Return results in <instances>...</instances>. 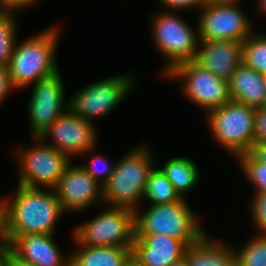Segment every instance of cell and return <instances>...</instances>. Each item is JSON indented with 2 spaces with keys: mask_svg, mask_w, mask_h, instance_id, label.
Listing matches in <instances>:
<instances>
[{
  "mask_svg": "<svg viewBox=\"0 0 266 266\" xmlns=\"http://www.w3.org/2000/svg\"><path fill=\"white\" fill-rule=\"evenodd\" d=\"M15 194L0 200L6 245L30 233L56 234V224L65 214L54 189L17 185Z\"/></svg>",
  "mask_w": 266,
  "mask_h": 266,
  "instance_id": "6da1fadb",
  "label": "cell"
},
{
  "mask_svg": "<svg viewBox=\"0 0 266 266\" xmlns=\"http://www.w3.org/2000/svg\"><path fill=\"white\" fill-rule=\"evenodd\" d=\"M60 35L58 26H53L32 34L22 42L16 40L7 66L15 91L28 88L60 70L56 56Z\"/></svg>",
  "mask_w": 266,
  "mask_h": 266,
  "instance_id": "7a4b0ae2",
  "label": "cell"
},
{
  "mask_svg": "<svg viewBox=\"0 0 266 266\" xmlns=\"http://www.w3.org/2000/svg\"><path fill=\"white\" fill-rule=\"evenodd\" d=\"M147 145L144 142L137 144L132 151L115 161L112 175L102 186L104 206L132 211L140 209L147 180L156 166L152 148Z\"/></svg>",
  "mask_w": 266,
  "mask_h": 266,
  "instance_id": "3957f363",
  "label": "cell"
},
{
  "mask_svg": "<svg viewBox=\"0 0 266 266\" xmlns=\"http://www.w3.org/2000/svg\"><path fill=\"white\" fill-rule=\"evenodd\" d=\"M199 220L185 198L171 204H150L146 211H134L135 238L141 235H167L190 246L207 234Z\"/></svg>",
  "mask_w": 266,
  "mask_h": 266,
  "instance_id": "277c9868",
  "label": "cell"
},
{
  "mask_svg": "<svg viewBox=\"0 0 266 266\" xmlns=\"http://www.w3.org/2000/svg\"><path fill=\"white\" fill-rule=\"evenodd\" d=\"M205 115L212 137L228 154L236 158L250 152L255 142V108L231 100Z\"/></svg>",
  "mask_w": 266,
  "mask_h": 266,
  "instance_id": "5b68a950",
  "label": "cell"
},
{
  "mask_svg": "<svg viewBox=\"0 0 266 266\" xmlns=\"http://www.w3.org/2000/svg\"><path fill=\"white\" fill-rule=\"evenodd\" d=\"M151 32L156 49L167 60L160 70L165 76L175 66L186 61H192L197 54L198 31L175 12L164 11L152 16Z\"/></svg>",
  "mask_w": 266,
  "mask_h": 266,
  "instance_id": "8992f818",
  "label": "cell"
},
{
  "mask_svg": "<svg viewBox=\"0 0 266 266\" xmlns=\"http://www.w3.org/2000/svg\"><path fill=\"white\" fill-rule=\"evenodd\" d=\"M93 219L73 227L71 232L76 246L133 247L135 238L134 211L106 206Z\"/></svg>",
  "mask_w": 266,
  "mask_h": 266,
  "instance_id": "52a82bcc",
  "label": "cell"
},
{
  "mask_svg": "<svg viewBox=\"0 0 266 266\" xmlns=\"http://www.w3.org/2000/svg\"><path fill=\"white\" fill-rule=\"evenodd\" d=\"M132 74L112 75L81 87L69 98V108L84 120L93 121L112 113L133 92Z\"/></svg>",
  "mask_w": 266,
  "mask_h": 266,
  "instance_id": "ba28073f",
  "label": "cell"
},
{
  "mask_svg": "<svg viewBox=\"0 0 266 266\" xmlns=\"http://www.w3.org/2000/svg\"><path fill=\"white\" fill-rule=\"evenodd\" d=\"M33 139L35 141L30 147L21 145L14 150L19 166L18 184L32 188L54 189L66 167L73 161L40 137Z\"/></svg>",
  "mask_w": 266,
  "mask_h": 266,
  "instance_id": "9c48e42d",
  "label": "cell"
},
{
  "mask_svg": "<svg viewBox=\"0 0 266 266\" xmlns=\"http://www.w3.org/2000/svg\"><path fill=\"white\" fill-rule=\"evenodd\" d=\"M164 78L180 80L182 94L205 114L231 101L228 81L216 77L194 60L178 64Z\"/></svg>",
  "mask_w": 266,
  "mask_h": 266,
  "instance_id": "30bf717a",
  "label": "cell"
},
{
  "mask_svg": "<svg viewBox=\"0 0 266 266\" xmlns=\"http://www.w3.org/2000/svg\"><path fill=\"white\" fill-rule=\"evenodd\" d=\"M241 8L239 2L204 4L198 9L199 40L244 41L255 29L251 17Z\"/></svg>",
  "mask_w": 266,
  "mask_h": 266,
  "instance_id": "8fae6325",
  "label": "cell"
},
{
  "mask_svg": "<svg viewBox=\"0 0 266 266\" xmlns=\"http://www.w3.org/2000/svg\"><path fill=\"white\" fill-rule=\"evenodd\" d=\"M60 70L32 84L28 105L31 136L40 137L63 113L69 109Z\"/></svg>",
  "mask_w": 266,
  "mask_h": 266,
  "instance_id": "7c38bea8",
  "label": "cell"
},
{
  "mask_svg": "<svg viewBox=\"0 0 266 266\" xmlns=\"http://www.w3.org/2000/svg\"><path fill=\"white\" fill-rule=\"evenodd\" d=\"M94 125L95 123L77 116L69 108L42 133L40 138L73 160V157L96 148L97 128Z\"/></svg>",
  "mask_w": 266,
  "mask_h": 266,
  "instance_id": "4fadbf2b",
  "label": "cell"
},
{
  "mask_svg": "<svg viewBox=\"0 0 266 266\" xmlns=\"http://www.w3.org/2000/svg\"><path fill=\"white\" fill-rule=\"evenodd\" d=\"M102 188L79 164L71 162L54 190L64 212L76 213L103 203Z\"/></svg>",
  "mask_w": 266,
  "mask_h": 266,
  "instance_id": "5bb4252c",
  "label": "cell"
},
{
  "mask_svg": "<svg viewBox=\"0 0 266 266\" xmlns=\"http://www.w3.org/2000/svg\"><path fill=\"white\" fill-rule=\"evenodd\" d=\"M55 234L30 233L17 236L8 246L19 260L36 266H70L71 254H63Z\"/></svg>",
  "mask_w": 266,
  "mask_h": 266,
  "instance_id": "9a60e30c",
  "label": "cell"
},
{
  "mask_svg": "<svg viewBox=\"0 0 266 266\" xmlns=\"http://www.w3.org/2000/svg\"><path fill=\"white\" fill-rule=\"evenodd\" d=\"M242 53L243 41L199 40L194 61L216 77L228 81L242 64Z\"/></svg>",
  "mask_w": 266,
  "mask_h": 266,
  "instance_id": "2e32d148",
  "label": "cell"
},
{
  "mask_svg": "<svg viewBox=\"0 0 266 266\" xmlns=\"http://www.w3.org/2000/svg\"><path fill=\"white\" fill-rule=\"evenodd\" d=\"M187 245L167 235H141L134 238L132 259L139 266H169L185 257Z\"/></svg>",
  "mask_w": 266,
  "mask_h": 266,
  "instance_id": "e0dca14e",
  "label": "cell"
},
{
  "mask_svg": "<svg viewBox=\"0 0 266 266\" xmlns=\"http://www.w3.org/2000/svg\"><path fill=\"white\" fill-rule=\"evenodd\" d=\"M231 100L259 109L266 106V86L263 75L243 63L228 80Z\"/></svg>",
  "mask_w": 266,
  "mask_h": 266,
  "instance_id": "ac0fdd59",
  "label": "cell"
},
{
  "mask_svg": "<svg viewBox=\"0 0 266 266\" xmlns=\"http://www.w3.org/2000/svg\"><path fill=\"white\" fill-rule=\"evenodd\" d=\"M188 266H237V257L230 245L213 240L207 233L199 242L187 247Z\"/></svg>",
  "mask_w": 266,
  "mask_h": 266,
  "instance_id": "d6986e66",
  "label": "cell"
},
{
  "mask_svg": "<svg viewBox=\"0 0 266 266\" xmlns=\"http://www.w3.org/2000/svg\"><path fill=\"white\" fill-rule=\"evenodd\" d=\"M70 254V266H126L132 259V248L77 246Z\"/></svg>",
  "mask_w": 266,
  "mask_h": 266,
  "instance_id": "ffe728a7",
  "label": "cell"
},
{
  "mask_svg": "<svg viewBox=\"0 0 266 266\" xmlns=\"http://www.w3.org/2000/svg\"><path fill=\"white\" fill-rule=\"evenodd\" d=\"M174 186L181 198L187 199L190 192L198 184L200 170L197 164L188 157H173L158 167Z\"/></svg>",
  "mask_w": 266,
  "mask_h": 266,
  "instance_id": "44dd1931",
  "label": "cell"
},
{
  "mask_svg": "<svg viewBox=\"0 0 266 266\" xmlns=\"http://www.w3.org/2000/svg\"><path fill=\"white\" fill-rule=\"evenodd\" d=\"M143 198L150 201L149 204L152 205L171 204L182 199L171 182L156 166L149 175Z\"/></svg>",
  "mask_w": 266,
  "mask_h": 266,
  "instance_id": "7402d4cb",
  "label": "cell"
},
{
  "mask_svg": "<svg viewBox=\"0 0 266 266\" xmlns=\"http://www.w3.org/2000/svg\"><path fill=\"white\" fill-rule=\"evenodd\" d=\"M242 63L262 75L266 74V34L253 31L243 41Z\"/></svg>",
  "mask_w": 266,
  "mask_h": 266,
  "instance_id": "603a6c76",
  "label": "cell"
},
{
  "mask_svg": "<svg viewBox=\"0 0 266 266\" xmlns=\"http://www.w3.org/2000/svg\"><path fill=\"white\" fill-rule=\"evenodd\" d=\"M254 234L240 249L233 247L237 266H266V234Z\"/></svg>",
  "mask_w": 266,
  "mask_h": 266,
  "instance_id": "cb8c5ba5",
  "label": "cell"
},
{
  "mask_svg": "<svg viewBox=\"0 0 266 266\" xmlns=\"http://www.w3.org/2000/svg\"><path fill=\"white\" fill-rule=\"evenodd\" d=\"M15 12L0 10V66H8L18 36Z\"/></svg>",
  "mask_w": 266,
  "mask_h": 266,
  "instance_id": "d4e9b609",
  "label": "cell"
},
{
  "mask_svg": "<svg viewBox=\"0 0 266 266\" xmlns=\"http://www.w3.org/2000/svg\"><path fill=\"white\" fill-rule=\"evenodd\" d=\"M236 160L245 178L254 186L253 193L266 192V164L257 161L250 153L241 154Z\"/></svg>",
  "mask_w": 266,
  "mask_h": 266,
  "instance_id": "484cf974",
  "label": "cell"
},
{
  "mask_svg": "<svg viewBox=\"0 0 266 266\" xmlns=\"http://www.w3.org/2000/svg\"><path fill=\"white\" fill-rule=\"evenodd\" d=\"M94 149H91L81 155L82 159H85L86 154L91 155L90 164L80 165L95 181H97L101 186H103L114 171L115 163L112 162L110 165L108 159L103 155L94 153ZM93 152V154L91 153ZM95 154V155H94ZM85 156V157H83Z\"/></svg>",
  "mask_w": 266,
  "mask_h": 266,
  "instance_id": "4316f807",
  "label": "cell"
},
{
  "mask_svg": "<svg viewBox=\"0 0 266 266\" xmlns=\"http://www.w3.org/2000/svg\"><path fill=\"white\" fill-rule=\"evenodd\" d=\"M251 196L249 210L251 222L253 221L252 223L255 225V233L266 234V192L254 193Z\"/></svg>",
  "mask_w": 266,
  "mask_h": 266,
  "instance_id": "83f0119b",
  "label": "cell"
},
{
  "mask_svg": "<svg viewBox=\"0 0 266 266\" xmlns=\"http://www.w3.org/2000/svg\"><path fill=\"white\" fill-rule=\"evenodd\" d=\"M160 3L167 7V11L170 12H176V11H186L189 10L190 8H201L205 2L204 0H158Z\"/></svg>",
  "mask_w": 266,
  "mask_h": 266,
  "instance_id": "f1b7e54d",
  "label": "cell"
},
{
  "mask_svg": "<svg viewBox=\"0 0 266 266\" xmlns=\"http://www.w3.org/2000/svg\"><path fill=\"white\" fill-rule=\"evenodd\" d=\"M255 142H266V106L256 109Z\"/></svg>",
  "mask_w": 266,
  "mask_h": 266,
  "instance_id": "f546056e",
  "label": "cell"
},
{
  "mask_svg": "<svg viewBox=\"0 0 266 266\" xmlns=\"http://www.w3.org/2000/svg\"><path fill=\"white\" fill-rule=\"evenodd\" d=\"M13 88L10 77H9V70L7 66H0V105L4 103L5 99L12 94Z\"/></svg>",
  "mask_w": 266,
  "mask_h": 266,
  "instance_id": "4dcf8cb0",
  "label": "cell"
},
{
  "mask_svg": "<svg viewBox=\"0 0 266 266\" xmlns=\"http://www.w3.org/2000/svg\"><path fill=\"white\" fill-rule=\"evenodd\" d=\"M36 2L38 0H0V10L16 12L32 7Z\"/></svg>",
  "mask_w": 266,
  "mask_h": 266,
  "instance_id": "1f68e13d",
  "label": "cell"
},
{
  "mask_svg": "<svg viewBox=\"0 0 266 266\" xmlns=\"http://www.w3.org/2000/svg\"><path fill=\"white\" fill-rule=\"evenodd\" d=\"M249 153L257 161L266 164V142H254Z\"/></svg>",
  "mask_w": 266,
  "mask_h": 266,
  "instance_id": "d6a6232c",
  "label": "cell"
},
{
  "mask_svg": "<svg viewBox=\"0 0 266 266\" xmlns=\"http://www.w3.org/2000/svg\"><path fill=\"white\" fill-rule=\"evenodd\" d=\"M11 250L8 245L0 249V266H9Z\"/></svg>",
  "mask_w": 266,
  "mask_h": 266,
  "instance_id": "836d02e7",
  "label": "cell"
},
{
  "mask_svg": "<svg viewBox=\"0 0 266 266\" xmlns=\"http://www.w3.org/2000/svg\"><path fill=\"white\" fill-rule=\"evenodd\" d=\"M9 266H36V265L19 260L12 253H10Z\"/></svg>",
  "mask_w": 266,
  "mask_h": 266,
  "instance_id": "e575fe53",
  "label": "cell"
},
{
  "mask_svg": "<svg viewBox=\"0 0 266 266\" xmlns=\"http://www.w3.org/2000/svg\"><path fill=\"white\" fill-rule=\"evenodd\" d=\"M4 235H3V210H0V249L5 246Z\"/></svg>",
  "mask_w": 266,
  "mask_h": 266,
  "instance_id": "d590c367",
  "label": "cell"
},
{
  "mask_svg": "<svg viewBox=\"0 0 266 266\" xmlns=\"http://www.w3.org/2000/svg\"><path fill=\"white\" fill-rule=\"evenodd\" d=\"M256 1H257L256 3L257 10L263 13V15L265 14L266 17V0H256Z\"/></svg>",
  "mask_w": 266,
  "mask_h": 266,
  "instance_id": "8d00e7d4",
  "label": "cell"
},
{
  "mask_svg": "<svg viewBox=\"0 0 266 266\" xmlns=\"http://www.w3.org/2000/svg\"><path fill=\"white\" fill-rule=\"evenodd\" d=\"M205 4L208 3H237L241 2V0H204Z\"/></svg>",
  "mask_w": 266,
  "mask_h": 266,
  "instance_id": "74e56055",
  "label": "cell"
},
{
  "mask_svg": "<svg viewBox=\"0 0 266 266\" xmlns=\"http://www.w3.org/2000/svg\"><path fill=\"white\" fill-rule=\"evenodd\" d=\"M169 266H188V262L185 257L181 258L180 260L172 263Z\"/></svg>",
  "mask_w": 266,
  "mask_h": 266,
  "instance_id": "f35d334b",
  "label": "cell"
},
{
  "mask_svg": "<svg viewBox=\"0 0 266 266\" xmlns=\"http://www.w3.org/2000/svg\"><path fill=\"white\" fill-rule=\"evenodd\" d=\"M126 266H139V265L133 259H131Z\"/></svg>",
  "mask_w": 266,
  "mask_h": 266,
  "instance_id": "ab89813d",
  "label": "cell"
},
{
  "mask_svg": "<svg viewBox=\"0 0 266 266\" xmlns=\"http://www.w3.org/2000/svg\"><path fill=\"white\" fill-rule=\"evenodd\" d=\"M263 79H264V84L266 86V74L263 75Z\"/></svg>",
  "mask_w": 266,
  "mask_h": 266,
  "instance_id": "60d3db41",
  "label": "cell"
}]
</instances>
